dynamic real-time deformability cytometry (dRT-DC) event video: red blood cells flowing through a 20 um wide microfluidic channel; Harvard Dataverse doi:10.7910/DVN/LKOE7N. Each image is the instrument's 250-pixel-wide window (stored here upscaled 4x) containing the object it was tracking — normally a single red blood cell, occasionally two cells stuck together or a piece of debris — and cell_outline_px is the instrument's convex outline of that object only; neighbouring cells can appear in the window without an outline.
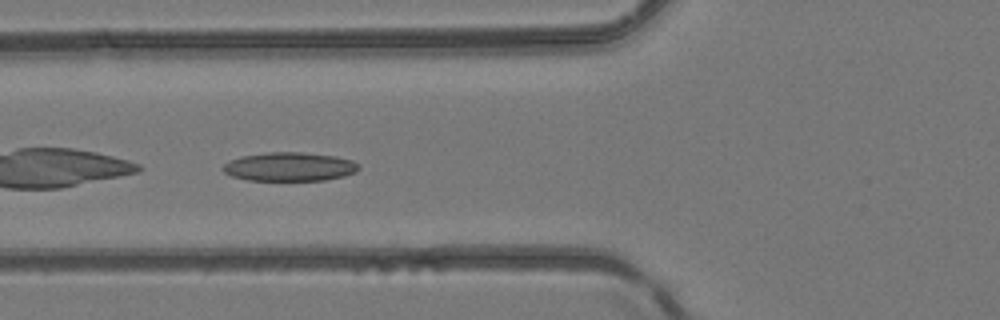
{"species": "common noctule bat (a hibernating species)", "species_latin": "Nyctalus noctula", "temperature_condition": "room temperature", "stored_images_in_passage": 7, "camera_frame_rate_fps": 3000, "um_per_image_px": 0.085, "animal": {"sex": "female", "body_mass_g": 24.6, "forearm_length_mm": 56.2}, "frame": {"image": 1, "passage_image": 5, "time_ms": 4.667, "image_size_px": [1000, 320], "cell_outline_px": [[360, 168], [356, 172], [344, 176], [324, 180], [248, 180], [232, 176], [224, 172], [220, 168], [228, 160], [240, 156], [268, 152], [300, 152], [336, 156], [352, 160], [360, 164]], "centroid_in_image_um": [24.6, 14.16], "position_along_channel_um": 101.2, "area_um2": 22.95}}
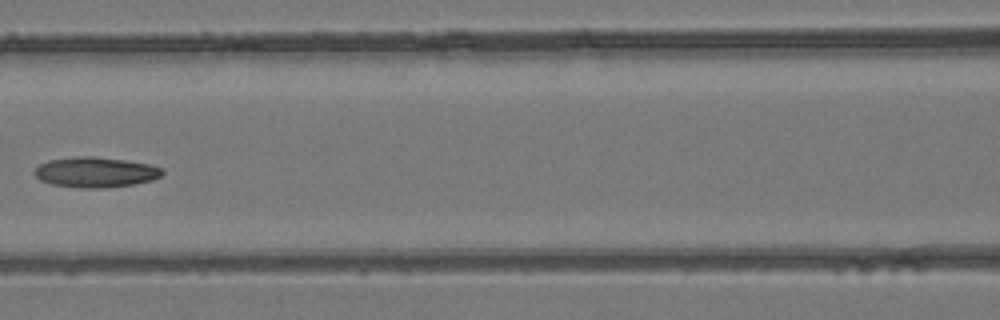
{"frame": {"image": 2, "passage_image": 6, "time_ms": 6.0, "image_size_px": [1000, 320], "cell_outline_px": [[164, 172], [160, 176], [152, 180], [132, 184], [104, 188], [80, 188], [52, 184], [40, 180], [32, 172], [40, 164], [48, 160], [76, 156], [96, 156], [152, 164], [164, 168]], "centroid_in_image_um": [8.13, 14.63], "position_along_channel_um": 158.5, "area_um2": 22.72}}
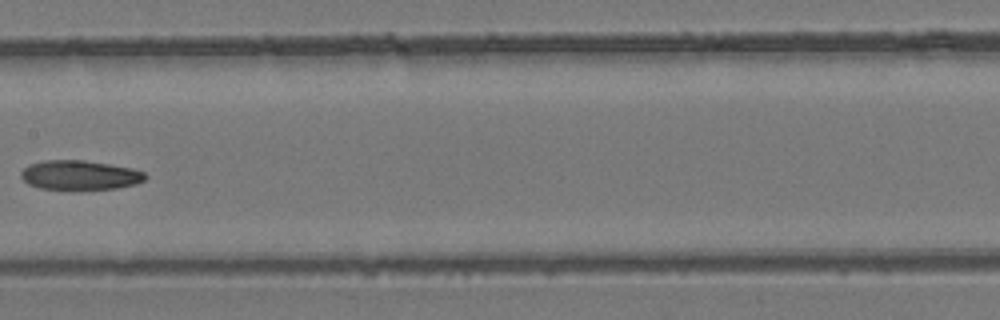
{"frame": {"image": 3, "passage_image": 7, "time_ms": 7.0, "image_size_px": [1000, 320], "cell_outline_px": [[148, 176], [144, 180], [136, 184], [116, 188], [40, 188], [28, 184], [20, 176], [20, 172], [28, 164], [44, 160], [84, 160], [132, 168], [144, 172]], "centroid_in_image_um": [6.77, 14.86], "position_along_channel_um": 200.6, "area_um2": 20.98}}